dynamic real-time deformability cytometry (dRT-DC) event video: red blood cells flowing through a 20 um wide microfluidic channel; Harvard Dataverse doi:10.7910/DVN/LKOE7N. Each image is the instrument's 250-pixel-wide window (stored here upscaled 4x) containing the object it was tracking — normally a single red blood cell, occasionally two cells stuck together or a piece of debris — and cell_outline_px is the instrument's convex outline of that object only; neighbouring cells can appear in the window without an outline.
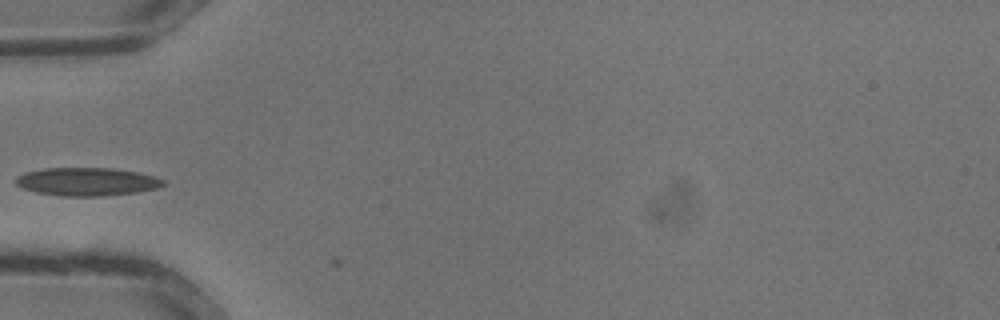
{"species": "common noctule bat (a hibernating species)", "species_latin": "Nyctalus noctula", "temperature_condition": "warm", "stored_images_in_passage": 5, "camera_frame_rate_fps": 3000, "um_per_image_px": 0.085, "animal": {"sex": "male", "body_mass_g": 13.3}, "frame": {"image": 1, "passage_image": 1, "time_ms": 0.0, "image_size_px": [1000, 320], "cell_outline_px": [[164, 184], [156, 188], [136, 192], [100, 196], [64, 196], [36, 192], [24, 188], [16, 184], [16, 176], [24, 172], [44, 168], [112, 168], [136, 172], [156, 176], [164, 180]], "centroid_in_image_um": [7.37, 15.43], "position_along_channel_um": 77.6, "area_um2": 24.04}}
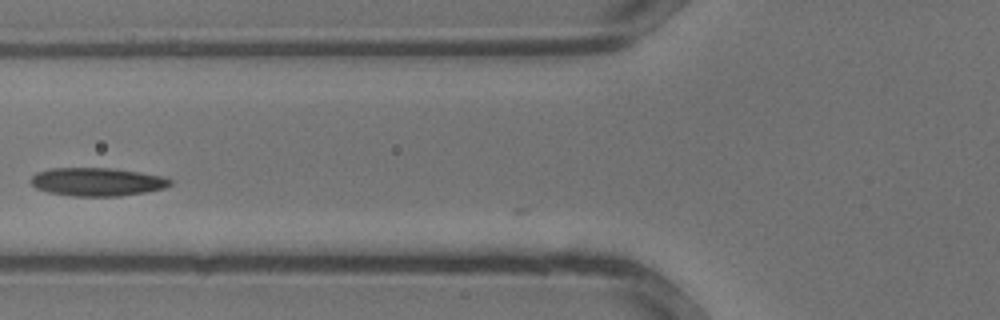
{"frame": {"image": 2, "passage_image": 3, "time_ms": 0.667, "image_size_px": [1000, 320], "cell_outline_px": [[172, 184], [164, 188], [148, 192], [120, 196], [72, 196], [48, 192], [36, 188], [28, 180], [36, 172], [52, 168], [112, 168], [164, 176], [172, 180]], "centroid_in_image_um": [8.26, 15.46], "position_along_channel_um": 117.5, "area_um2": 23.12}}